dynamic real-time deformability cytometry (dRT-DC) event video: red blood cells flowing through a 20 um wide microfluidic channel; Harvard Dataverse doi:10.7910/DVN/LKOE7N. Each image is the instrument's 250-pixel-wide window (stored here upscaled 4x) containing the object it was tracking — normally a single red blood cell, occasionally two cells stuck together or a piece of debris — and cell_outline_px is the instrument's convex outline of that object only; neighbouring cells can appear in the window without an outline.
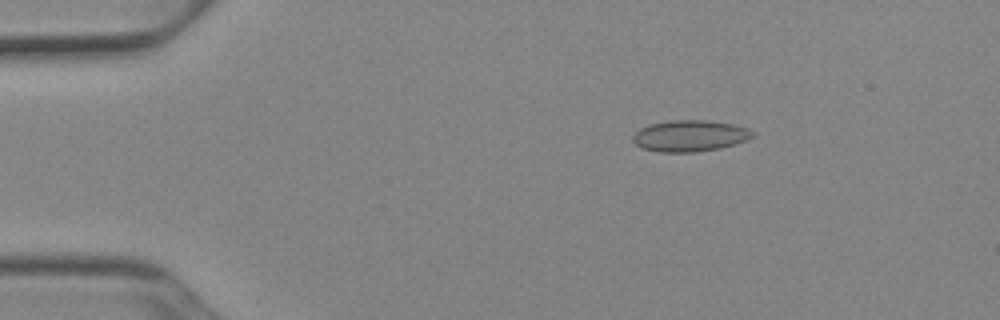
{"species": "Egyptian fruit bat (a non-hibernating species)", "species_latin": "Rousettus aegyptiacus", "temperature_condition": "cold", "stored_images_in_passage": 52, "camera_frame_rate_fps": 3000, "um_per_image_px": 0.085, "animal": {"sex": "female"}, "frame": {"image": 1, "passage_image": 9, "time_ms": 2.667, "image_size_px": [1000, 320], "cell_outline_px": [[756, 136], [748, 140], [720, 148], [692, 152], [660, 152], [644, 148], [636, 144], [632, 140], [632, 136], [640, 128], [652, 124], [672, 120], [704, 120], [732, 124], [748, 128], [756, 132]], "centroid_in_image_um": [58.69, 11.54], "position_along_channel_um": 26.3, "area_um2": 21.79}}
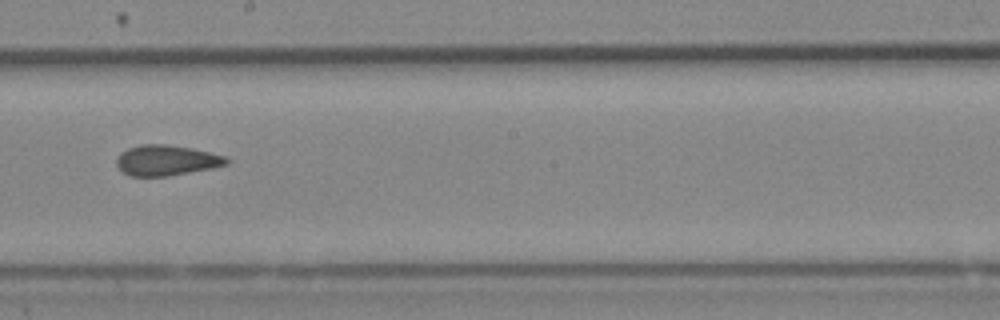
{"frame": {"image": 2, "passage_image": 30, "time_ms": 9.667, "image_size_px": [1000, 320], "cell_outline_px": [[232, 160], [228, 164], [212, 168], [168, 176], [132, 176], [124, 172], [116, 164], [116, 156], [120, 152], [128, 148], [140, 144], [164, 144], [192, 148], [224, 156]], "centroid_in_image_um": [14.14, 13.62], "position_along_channel_um": 234.1, "area_um2": 19.54}}
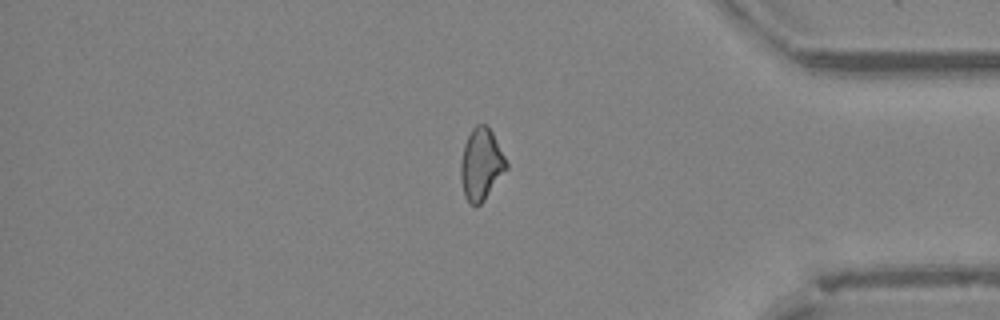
{"frame": {"image": 3, "passage_image": 44, "time_ms": 14.333, "image_size_px": [1000, 320], "cell_outline_px": [[508, 168], [484, 200], [476, 208], [464, 196], [460, 180], [460, 164], [464, 144], [472, 128], [476, 124], [488, 124], [508, 164]], "centroid_in_image_um": [40.88, 13.97], "position_along_channel_um": 394.3, "area_um2": 19.13}, "authors_computed_cell_mechanics": {"area_um2": 19.7098, "velocity_mm_per_s": 3.9344, "shape_relaxation_time_tau1_ms": null, "shape_relaxation_time_tau2_ms": 2.3886, "deformation_change_tau1": null, "deformation_change_tau2": 0.0784}}